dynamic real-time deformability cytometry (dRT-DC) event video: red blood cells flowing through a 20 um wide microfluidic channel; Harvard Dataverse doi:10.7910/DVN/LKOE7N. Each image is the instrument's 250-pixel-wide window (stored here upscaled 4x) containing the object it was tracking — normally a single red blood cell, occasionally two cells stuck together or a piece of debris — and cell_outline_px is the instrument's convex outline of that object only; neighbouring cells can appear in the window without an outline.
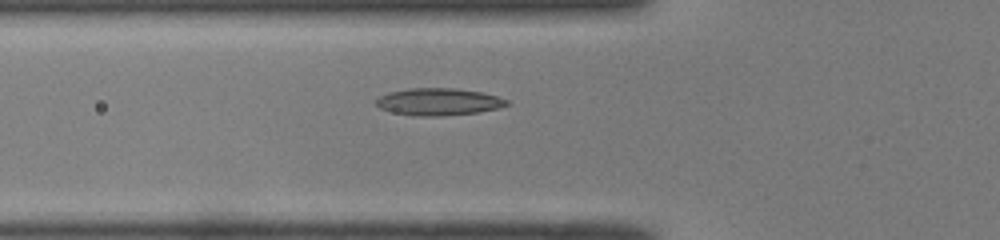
{"species": "common noctule bat (a hibernating species)", "species_latin": "Nyctalus noctula", "temperature_condition": "room temperature", "stored_images_in_passage": 35, "camera_frame_rate_fps": 3000, "um_per_image_px": 0.085, "animal": {"sex": "male", "body_mass_g": 19.0, "forearm_length_mm": 50.8}, "frame": {"image": 1, "passage_image": 6, "time_ms": 1.667, "image_size_px": [1000, 240], "cell_outline_px": [[508, 104], [500, 108], [480, 112], [444, 116], [412, 116], [392, 112], [380, 108], [376, 104], [376, 100], [380, 96], [388, 92], [408, 88], [456, 88], [480, 92], [496, 96], [508, 100]], "centroid_in_image_um": [37.27, 8.66], "position_along_channel_um": 88.5, "area_um2": 20.81}}
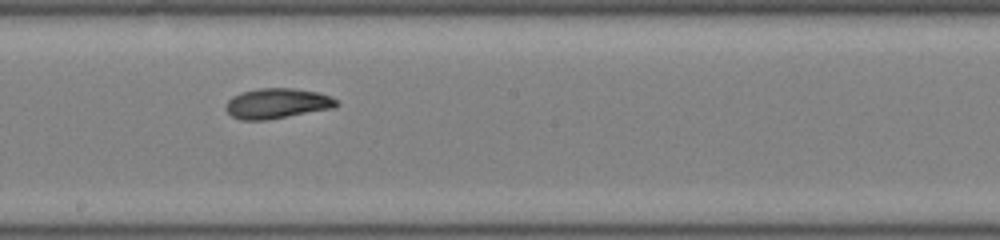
{"frame": {"image": 2, "passage_image": 16, "time_ms": 5.0, "image_size_px": [1000, 240], "cell_outline_px": [[340, 104], [336, 108], [264, 120], [240, 120], [232, 116], [224, 108], [228, 100], [232, 96], [240, 92], [260, 88], [292, 88], [316, 92], [332, 96]], "centroid_in_image_um": [23.56, 8.79], "position_along_channel_um": 224.6, "area_um2": 19.59}}
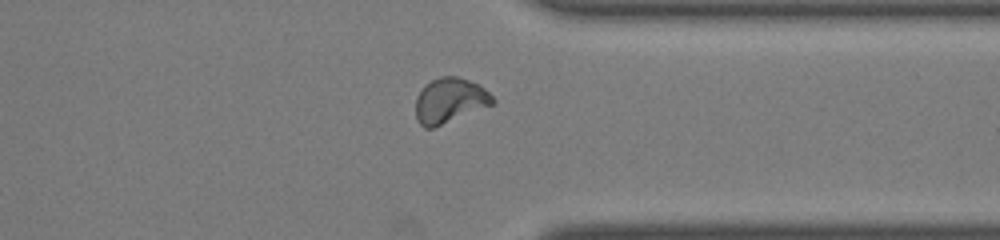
{"frame": {"image": 3, "passage_image": 27, "time_ms": 8.667, "image_size_px": [1000, 240], "cell_outline_px": [[496, 100], [492, 104], [432, 128], [424, 128], [416, 120], [416, 96], [424, 84], [440, 76], [456, 76], [480, 84]], "centroid_in_image_um": [38.19, 8.52], "position_along_channel_um": 373.2, "area_um2": 20.06}, "authors_computed_cell_mechanics": {"area_um2": 19.2474, "velocity_mm_per_s": 4.0953, "shape_relaxation_time_tau1_ms": 5.6145, "shape_relaxation_time_tau2_ms": 1.7511, "deformation_change_tau1": 0.1805, "deformation_change_tau2": 0.0661}}